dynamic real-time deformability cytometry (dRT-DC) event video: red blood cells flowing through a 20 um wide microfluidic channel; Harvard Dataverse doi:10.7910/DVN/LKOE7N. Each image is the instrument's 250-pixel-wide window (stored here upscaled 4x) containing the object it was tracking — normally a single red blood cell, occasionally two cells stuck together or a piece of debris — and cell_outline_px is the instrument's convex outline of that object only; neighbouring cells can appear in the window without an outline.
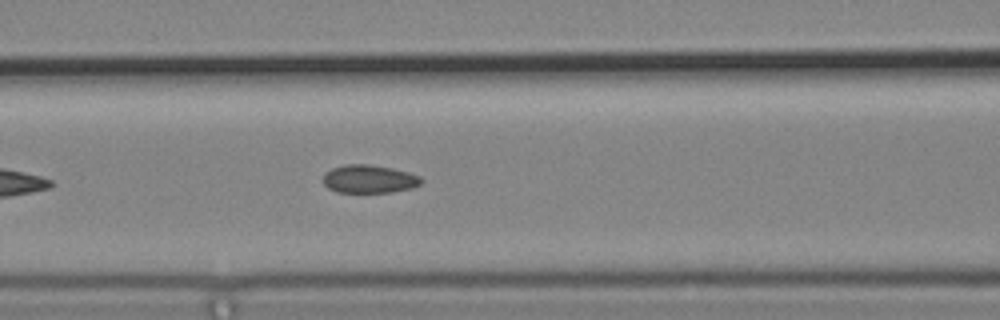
{"species": "common noctule bat (a hibernating species)", "species_latin": "Nyctalus noctula", "temperature_condition": "cold", "stored_images_in_passage": 6, "camera_frame_rate_fps": 3000, "um_per_image_px": 0.085, "animal": {"sex": "male", "body_mass_g": 19.2, "forearm_length_mm": 51.8}, "frame": {"image": 1, "passage_image": 6, "time_ms": 1.667, "image_size_px": [1000, 320], "cell_outline_px": [[424, 180], [420, 184], [412, 188], [392, 192], [336, 192], [328, 188], [324, 184], [324, 172], [332, 168], [344, 164], [368, 164], [392, 168], [408, 172], [420, 176]], "centroid_in_image_um": [31.38, 15.21], "position_along_channel_um": 135.2, "area_um2": 16.18}}